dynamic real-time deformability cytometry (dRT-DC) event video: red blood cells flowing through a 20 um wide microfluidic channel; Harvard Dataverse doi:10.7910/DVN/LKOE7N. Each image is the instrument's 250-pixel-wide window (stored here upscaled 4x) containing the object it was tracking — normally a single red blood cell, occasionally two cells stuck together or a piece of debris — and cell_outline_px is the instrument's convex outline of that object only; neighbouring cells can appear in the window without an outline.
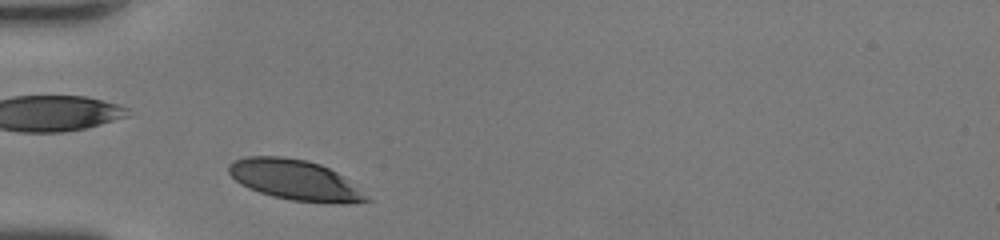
{"species": "human", "species_latin": "Homo sapiens", "temperature_condition": "room temperature", "stored_images_in_passage": 31, "camera_frame_rate_fps": 3000, "um_per_image_px": 0.085, "donor": {"sex": "female"}, "frame": {"image": 1, "passage_image": 1, "time_ms": 0.0, "image_size_px": [1000, 240], "cell_outline_px": [[372, 200], [292, 200], [272, 196], [248, 188], [240, 184], [228, 172], [228, 164], [232, 160], [244, 156], [280, 156], [308, 160], [320, 164], [336, 172], [368, 196]], "centroid_in_image_um": [24.89, 15.22], "position_along_channel_um": 60.1, "area_um2": 31.04}}
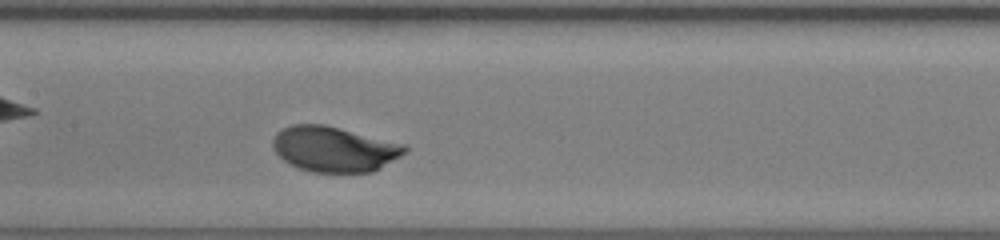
{"frame": {"image": 2, "passage_image": 10, "time_ms": 3.0, "image_size_px": [1000, 240], "cell_outline_px": [[408, 152], [380, 168], [372, 172], [312, 172], [300, 168], [284, 160], [272, 148], [272, 140], [276, 132], [292, 124], [324, 124], [408, 144]], "centroid_in_image_um": [28.45, 12.66], "position_along_channel_um": 179.0, "area_um2": 35.08}}
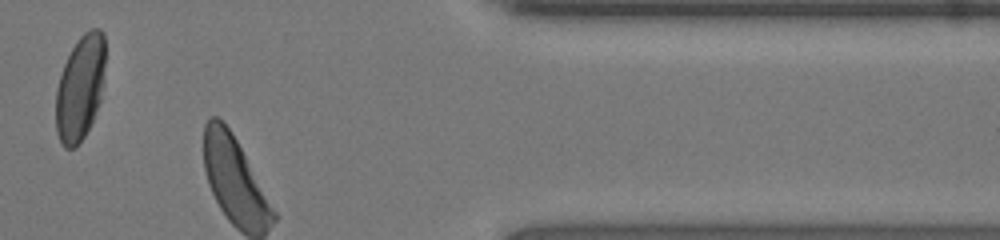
{"frame": {"image": 3, "passage_image": 26, "time_ms": 8.333, "image_size_px": [1000, 240], "cell_outline_px": [[104, 84], [100, 100], [92, 120], [84, 136], [72, 148], [64, 148], [60, 144], [56, 132], [56, 88], [64, 64], [76, 40], [84, 32], [92, 28], [100, 28], [104, 36]], "centroid_in_image_um": [6.81, 7.45], "position_along_channel_um": 404.6, "area_um2": 30.23}, "authors_computed_cell_mechanics": {"area_um2": 34.102, "velocity_mm_per_s": 4.2753, "shape_relaxation_time_tau1_ms": 2.127, "shape_relaxation_time_tau2_ms": null, "deformation_change_tau1": 0.1477, "deformation_change_tau2": null}}